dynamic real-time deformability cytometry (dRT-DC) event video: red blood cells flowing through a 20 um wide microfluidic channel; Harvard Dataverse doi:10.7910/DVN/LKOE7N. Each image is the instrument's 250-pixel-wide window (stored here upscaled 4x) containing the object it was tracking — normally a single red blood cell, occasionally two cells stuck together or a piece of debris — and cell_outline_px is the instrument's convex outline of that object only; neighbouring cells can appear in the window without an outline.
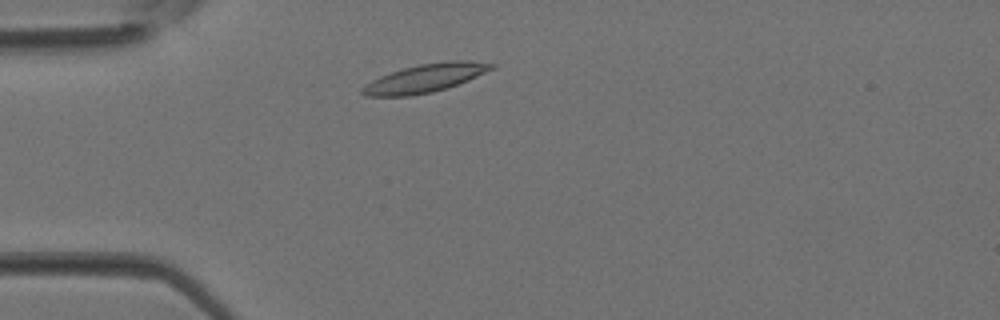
{"species": "Egyptian fruit bat (a non-hibernating species)", "species_latin": "Rousettus aegyptiacus", "temperature_condition": "room temperature", "stored_images_in_passage": 1, "camera_frame_rate_fps": 3000, "um_per_image_px": 0.085, "animal": {"sex": "female"}, "frame": {"image": 1, "passage_image": 1, "time_ms": 0.0, "image_size_px": [1000, 320], "cell_outline_px": [[496, 68], [468, 80], [448, 88], [432, 92], [412, 96], [364, 96], [360, 92], [360, 88], [364, 84], [380, 76], [404, 68], [420, 64], [448, 60], [468, 60], [496, 64]], "centroid_in_image_um": [36.15, 6.64], "position_along_channel_um": 48.9, "area_um2": 21.5}}